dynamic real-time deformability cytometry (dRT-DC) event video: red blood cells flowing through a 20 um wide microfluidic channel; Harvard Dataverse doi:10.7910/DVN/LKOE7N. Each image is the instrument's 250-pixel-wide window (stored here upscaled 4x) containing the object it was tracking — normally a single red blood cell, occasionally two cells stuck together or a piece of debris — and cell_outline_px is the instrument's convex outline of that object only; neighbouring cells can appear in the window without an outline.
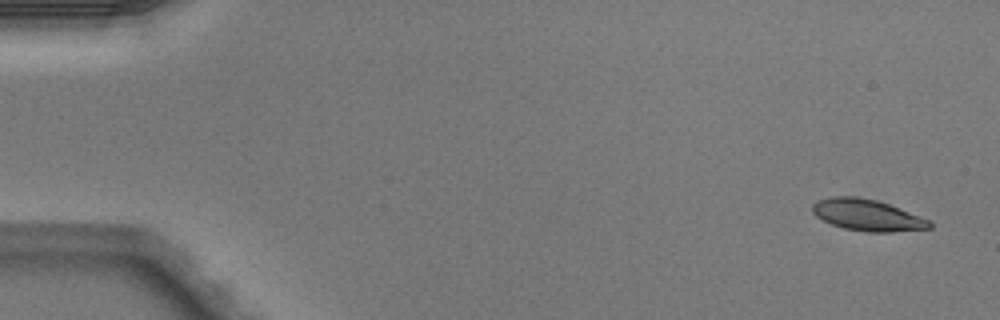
{"species": "Egyptian fruit bat (a non-hibernating species)", "species_latin": "Rousettus aegyptiacus", "temperature_condition": "warm", "stored_images_in_passage": 6, "camera_frame_rate_fps": 3000, "um_per_image_px": 0.085, "animal": {"sex": "male"}, "frame": {"image": 1, "passage_image": 1, "time_ms": 0.0, "image_size_px": [1000, 320], "cell_outline_px": [[932, 228], [892, 232], [868, 232], [844, 228], [832, 224], [816, 216], [812, 212], [812, 204], [816, 200], [832, 196], [856, 196], [876, 200], [888, 204], [928, 220], [932, 224]], "centroid_in_image_um": [73.67, 18.28], "position_along_channel_um": 11.3, "area_um2": 21.27}}
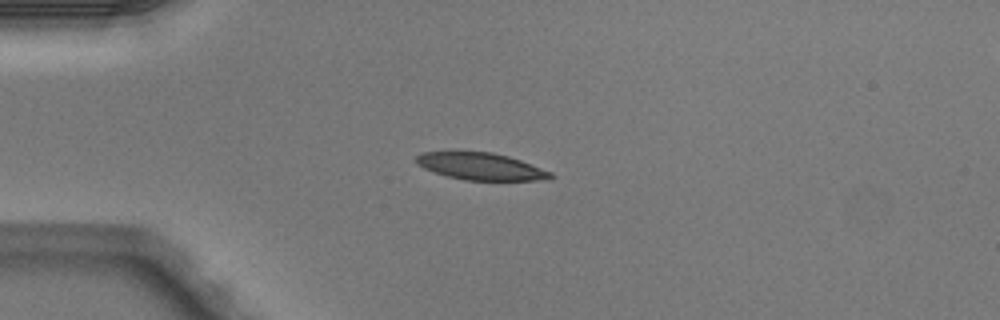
{"frame": {"image": 2, "passage_image": 4, "time_ms": 1.0, "image_size_px": [1000, 320], "cell_outline_px": [[556, 176], [548, 180], [464, 180], [448, 176], [424, 168], [416, 164], [416, 156], [420, 152], [492, 152], [508, 156], [520, 160], [552, 172]], "centroid_in_image_um": [40.9, 14.15], "position_along_channel_um": 44.1, "area_um2": 21.1}}
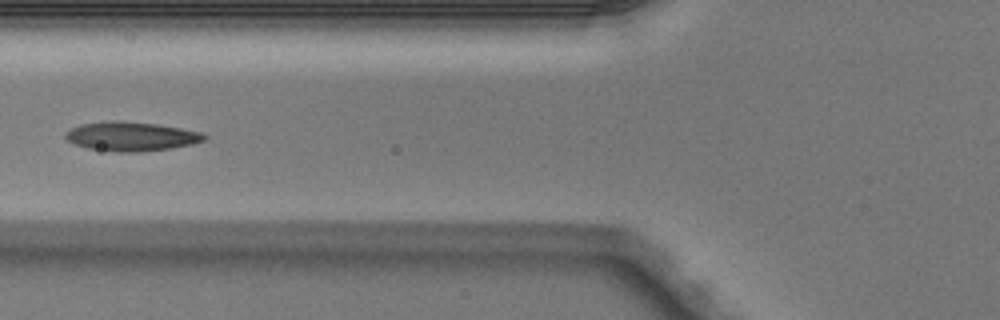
{"frame": {"image": 3, "passage_image": 6, "time_ms": 1.667, "image_size_px": [1000, 320], "cell_outline_px": [[208, 136], [204, 140], [192, 144], [172, 148], [140, 152], [116, 152], [88, 148], [72, 144], [64, 136], [64, 132], [80, 124], [108, 120], [120, 120], [156, 124], [204, 132]], "centroid_in_image_um": [11.14, 11.59], "position_along_channel_um": 114.7, "area_um2": 23.87}}